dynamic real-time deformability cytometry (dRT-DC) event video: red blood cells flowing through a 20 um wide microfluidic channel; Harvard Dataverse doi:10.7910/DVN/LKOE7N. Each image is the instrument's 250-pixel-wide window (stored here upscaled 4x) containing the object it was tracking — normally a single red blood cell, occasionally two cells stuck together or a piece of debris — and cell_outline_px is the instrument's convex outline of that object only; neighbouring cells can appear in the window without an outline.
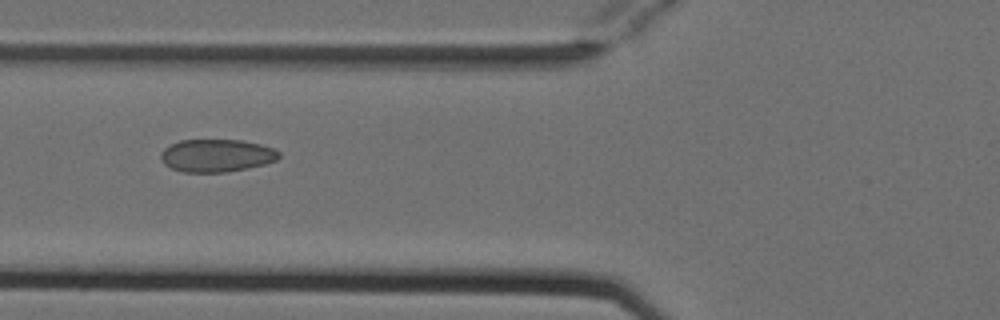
{"species": "Egyptian fruit bat (a non-hibernating species)", "species_latin": "Rousettus aegyptiacus", "temperature_condition": "cold", "stored_images_in_passage": 3, "camera_frame_rate_fps": 3000, "um_per_image_px": 0.085, "animal": {"sex": "female"}, "frame": {"image": 1, "passage_image": 3, "time_ms": 0.667, "image_size_px": [1000, 320], "cell_outline_px": [[280, 156], [276, 160], [264, 164], [248, 168], [228, 172], [184, 172], [172, 168], [164, 164], [160, 156], [160, 152], [164, 148], [180, 140], [244, 140], [260, 144], [272, 148], [280, 152]], "centroid_in_image_um": [18.41, 13.22], "position_along_channel_um": 107.4, "area_um2": 22.54}}